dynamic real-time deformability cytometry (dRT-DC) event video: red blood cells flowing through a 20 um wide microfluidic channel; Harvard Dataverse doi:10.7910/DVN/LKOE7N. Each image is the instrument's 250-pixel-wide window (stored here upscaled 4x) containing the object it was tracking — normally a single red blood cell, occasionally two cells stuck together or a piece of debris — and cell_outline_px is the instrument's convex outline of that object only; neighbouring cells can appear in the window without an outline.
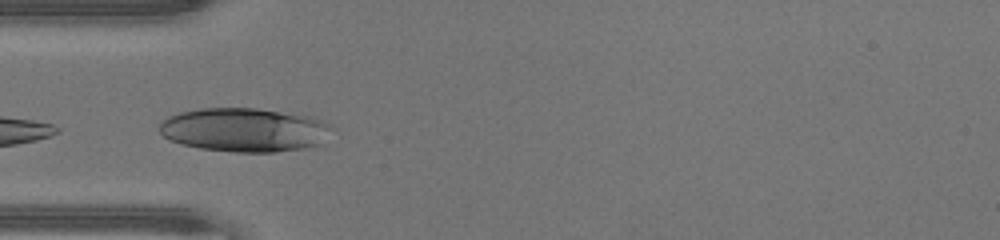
{"species": "human", "species_latin": "Homo sapiens", "temperature_condition": "warm", "stored_images_in_passage": 29, "camera_frame_rate_fps": 3000, "um_per_image_px": 0.085, "donor": {"sex": "male"}, "frame": {"image": 1, "passage_image": 10, "time_ms": 3.0, "image_size_px": [1000, 240], "cell_outline_px": [[336, 128], [320, 144], [308, 148], [276, 152], [236, 152], [200, 148], [184, 144], [172, 140], [164, 136], [160, 132], [160, 120], [168, 116], [180, 112], [200, 108], [256, 108], [312, 116]], "centroid_in_image_um": [20.82, 11.03], "position_along_channel_um": 64.2, "area_um2": 44.27}}